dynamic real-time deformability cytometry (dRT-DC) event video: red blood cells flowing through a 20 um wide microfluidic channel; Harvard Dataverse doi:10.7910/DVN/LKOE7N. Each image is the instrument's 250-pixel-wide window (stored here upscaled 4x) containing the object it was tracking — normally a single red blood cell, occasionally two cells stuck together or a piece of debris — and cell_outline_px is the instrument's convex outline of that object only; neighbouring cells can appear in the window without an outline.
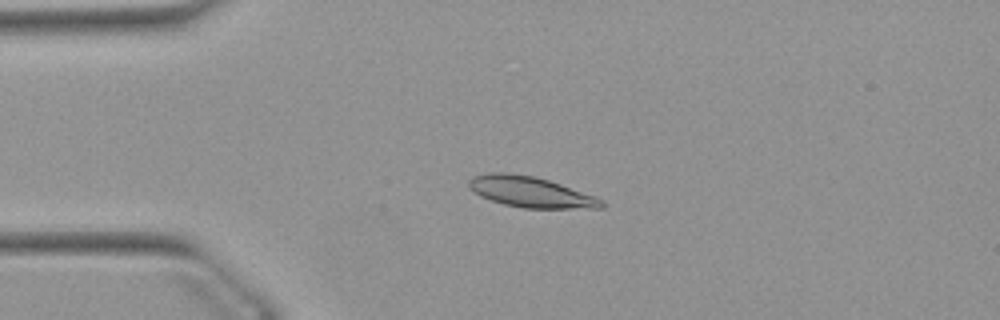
{"species": "Egyptian fruit bat (a non-hibernating species)", "species_latin": "Rousettus aegyptiacus", "temperature_condition": "warm", "stored_images_in_passage": 33, "camera_frame_rate_fps": 3000, "um_per_image_px": 0.085, "animal": {"sex": "female"}, "frame": {"image": 1, "passage_image": 4, "time_ms": 1.0, "image_size_px": [1000, 320], "cell_outline_px": [[604, 208], [524, 208], [504, 204], [480, 196], [468, 188], [468, 180], [472, 176], [488, 172], [504, 172], [532, 176], [548, 180], [596, 196], [604, 200]], "centroid_in_image_um": [45.08, 16.31], "position_along_channel_um": 39.9, "area_um2": 23.76}}
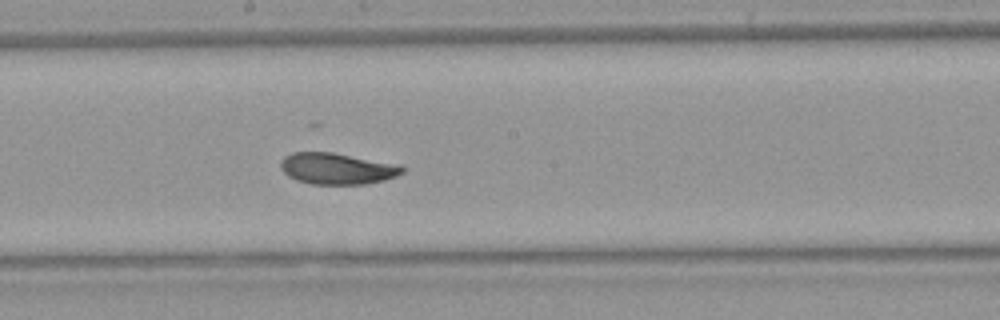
{"frame": {"image": 2, "passage_image": 20, "time_ms": 6.333, "image_size_px": [1000, 320], "cell_outline_px": [[404, 172], [396, 176], [384, 180], [364, 184], [312, 184], [296, 180], [288, 176], [280, 168], [280, 160], [284, 156], [292, 152], [332, 152], [400, 164], [404, 168]], "centroid_in_image_um": [28.64, 14.32], "position_along_channel_um": 219.6, "area_um2": 22.37}}
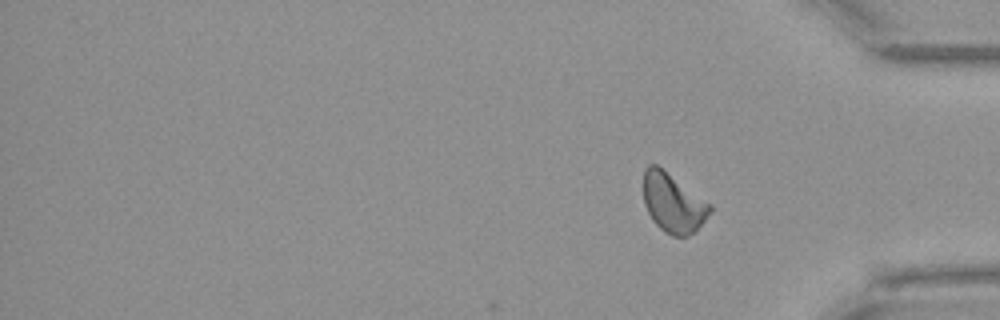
{"frame": {"image": 3, "passage_image": 33, "time_ms": 10.667, "image_size_px": [1000, 320], "cell_outline_px": [[712, 212], [696, 232], [688, 236], [672, 236], [664, 232], [652, 220], [644, 204], [644, 168], [648, 164], [656, 164], [712, 204]], "centroid_in_image_um": [57.24, 17.27], "position_along_channel_um": 378.0, "area_um2": 23.12}, "authors_computed_cell_mechanics": {"area_um2": 22.7154, "velocity_mm_per_s": 3.8657, "shape_relaxation_time_tau1_ms": 5.5727, "shape_relaxation_time_tau2_ms": 2.6686, "deformation_change_tau1": 0.1452, "deformation_change_tau2": 0.0615}}